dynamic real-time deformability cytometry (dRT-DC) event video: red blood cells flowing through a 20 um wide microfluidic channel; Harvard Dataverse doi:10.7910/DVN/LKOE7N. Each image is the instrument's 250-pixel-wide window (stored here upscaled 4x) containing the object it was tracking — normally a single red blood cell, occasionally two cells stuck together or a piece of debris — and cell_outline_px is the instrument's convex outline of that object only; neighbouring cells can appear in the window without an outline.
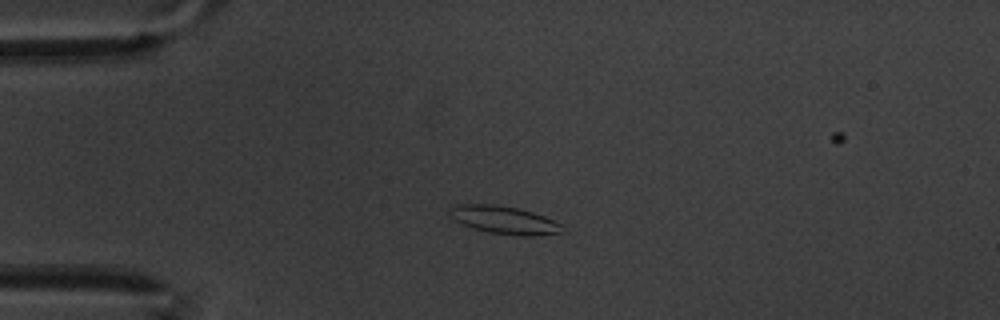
{"species": "common noctule bat (a hibernating species)", "species_latin": "Nyctalus noctula", "temperature_condition": "warm", "stored_images_in_passage": 48, "camera_frame_rate_fps": 3000, "um_per_image_px": 0.085, "animal": {"sex": "male", "body_mass_g": 20.1, "forearm_length_mm": 53.5}, "frame": {"image": 1, "passage_image": 1, "time_ms": 0.0, "image_size_px": [1000, 320], "cell_outline_px": [[564, 232], [532, 236], [520, 236], [488, 232], [472, 228], [452, 220], [452, 208], [456, 204], [492, 204], [516, 208], [532, 212], [544, 216], [564, 224]], "centroid_in_image_um": [42.91, 18.71], "position_along_channel_um": 42.1, "area_um2": 18.26}}
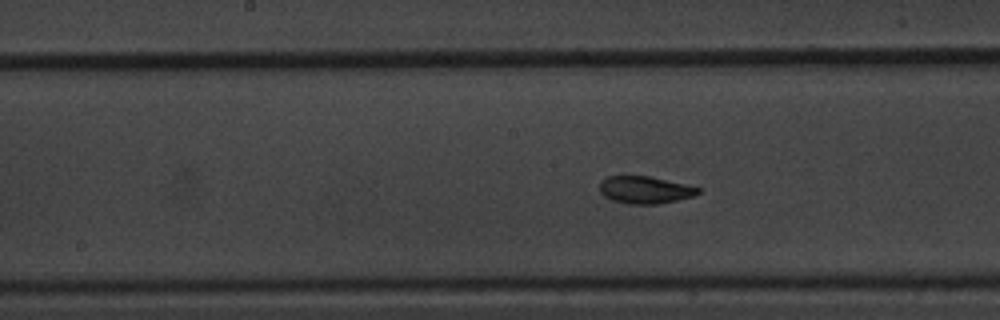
{"frame": {"image": 2, "passage_image": 17, "time_ms": 5.333, "image_size_px": [1000, 320], "cell_outline_px": [[700, 192], [692, 196], [676, 200], [656, 204], [628, 204], [612, 200], [604, 196], [600, 192], [600, 180], [608, 176], [648, 176], [684, 184], [700, 188]], "centroid_in_image_um": [54.77, 16.14], "position_along_channel_um": 193.4, "area_um2": 15.49}}
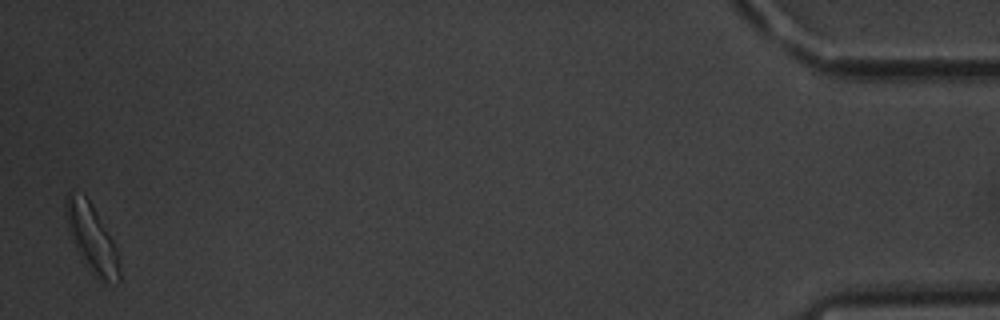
{"frame": {"image": 3, "passage_image": 46, "time_ms": 15.0, "image_size_px": [1000, 320], "cell_outline_px": [[120, 280], [104, 284], [96, 276], [80, 256], [72, 240], [68, 228], [64, 208], [64, 200], [68, 192], [72, 192], [84, 196], [92, 204], [112, 240], [116, 248], [120, 272]], "centroid_in_image_um": [7.78, 20.25], "position_along_channel_um": 427.4, "area_um2": 20.69}, "authors_computed_cell_mechanics": {"area_um2": 16.0106, "velocity_mm_per_s": 3.3177, "shape_relaxation_time_tau1_ms": 2.2036, "shape_relaxation_time_tau2_ms": 1.8475, "deformation_change_tau1": 0.1397, "deformation_change_tau2": 0.0786}}